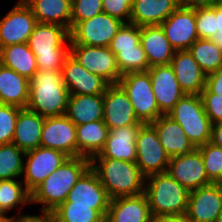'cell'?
Instances as JSON below:
<instances>
[{
  "instance_id": "9",
  "label": "cell",
  "mask_w": 222,
  "mask_h": 222,
  "mask_svg": "<svg viewBox=\"0 0 222 222\" xmlns=\"http://www.w3.org/2000/svg\"><path fill=\"white\" fill-rule=\"evenodd\" d=\"M135 144L137 153L135 163L145 177L167 171L170 157L150 123L140 127Z\"/></svg>"
},
{
  "instance_id": "51",
  "label": "cell",
  "mask_w": 222,
  "mask_h": 222,
  "mask_svg": "<svg viewBox=\"0 0 222 222\" xmlns=\"http://www.w3.org/2000/svg\"><path fill=\"white\" fill-rule=\"evenodd\" d=\"M0 222H13V216L8 217L7 214H0Z\"/></svg>"
},
{
  "instance_id": "35",
  "label": "cell",
  "mask_w": 222,
  "mask_h": 222,
  "mask_svg": "<svg viewBox=\"0 0 222 222\" xmlns=\"http://www.w3.org/2000/svg\"><path fill=\"white\" fill-rule=\"evenodd\" d=\"M24 186V187H23ZM31 203V193L23 181L16 179L0 180V213L7 214L20 205Z\"/></svg>"
},
{
  "instance_id": "11",
  "label": "cell",
  "mask_w": 222,
  "mask_h": 222,
  "mask_svg": "<svg viewBox=\"0 0 222 222\" xmlns=\"http://www.w3.org/2000/svg\"><path fill=\"white\" fill-rule=\"evenodd\" d=\"M70 53L89 72L101 77L109 85L117 84L122 77L116 55L108 47L70 44Z\"/></svg>"
},
{
  "instance_id": "36",
  "label": "cell",
  "mask_w": 222,
  "mask_h": 222,
  "mask_svg": "<svg viewBox=\"0 0 222 222\" xmlns=\"http://www.w3.org/2000/svg\"><path fill=\"white\" fill-rule=\"evenodd\" d=\"M25 153L13 143L0 145V180L17 179L23 175Z\"/></svg>"
},
{
  "instance_id": "5",
  "label": "cell",
  "mask_w": 222,
  "mask_h": 222,
  "mask_svg": "<svg viewBox=\"0 0 222 222\" xmlns=\"http://www.w3.org/2000/svg\"><path fill=\"white\" fill-rule=\"evenodd\" d=\"M144 194L152 216L186 214L190 192L167 171L146 177Z\"/></svg>"
},
{
  "instance_id": "26",
  "label": "cell",
  "mask_w": 222,
  "mask_h": 222,
  "mask_svg": "<svg viewBox=\"0 0 222 222\" xmlns=\"http://www.w3.org/2000/svg\"><path fill=\"white\" fill-rule=\"evenodd\" d=\"M140 42L149 67L170 64L175 50L160 25L141 26Z\"/></svg>"
},
{
  "instance_id": "7",
  "label": "cell",
  "mask_w": 222,
  "mask_h": 222,
  "mask_svg": "<svg viewBox=\"0 0 222 222\" xmlns=\"http://www.w3.org/2000/svg\"><path fill=\"white\" fill-rule=\"evenodd\" d=\"M108 48L116 55L117 66L122 75L148 71L150 68L140 42V27L135 24L124 23Z\"/></svg>"
},
{
  "instance_id": "47",
  "label": "cell",
  "mask_w": 222,
  "mask_h": 222,
  "mask_svg": "<svg viewBox=\"0 0 222 222\" xmlns=\"http://www.w3.org/2000/svg\"><path fill=\"white\" fill-rule=\"evenodd\" d=\"M211 143L222 148V121L212 124Z\"/></svg>"
},
{
  "instance_id": "50",
  "label": "cell",
  "mask_w": 222,
  "mask_h": 222,
  "mask_svg": "<svg viewBox=\"0 0 222 222\" xmlns=\"http://www.w3.org/2000/svg\"><path fill=\"white\" fill-rule=\"evenodd\" d=\"M210 39L222 51V34L216 32L215 35Z\"/></svg>"
},
{
  "instance_id": "16",
  "label": "cell",
  "mask_w": 222,
  "mask_h": 222,
  "mask_svg": "<svg viewBox=\"0 0 222 222\" xmlns=\"http://www.w3.org/2000/svg\"><path fill=\"white\" fill-rule=\"evenodd\" d=\"M167 173L189 192L211 183L198 148L189 154L170 157Z\"/></svg>"
},
{
  "instance_id": "19",
  "label": "cell",
  "mask_w": 222,
  "mask_h": 222,
  "mask_svg": "<svg viewBox=\"0 0 222 222\" xmlns=\"http://www.w3.org/2000/svg\"><path fill=\"white\" fill-rule=\"evenodd\" d=\"M61 75L70 95L104 94L109 85L101 77L86 70L71 53L64 61Z\"/></svg>"
},
{
  "instance_id": "22",
  "label": "cell",
  "mask_w": 222,
  "mask_h": 222,
  "mask_svg": "<svg viewBox=\"0 0 222 222\" xmlns=\"http://www.w3.org/2000/svg\"><path fill=\"white\" fill-rule=\"evenodd\" d=\"M141 126L131 125L110 130L103 149L92 158H112L136 162L135 143Z\"/></svg>"
},
{
  "instance_id": "33",
  "label": "cell",
  "mask_w": 222,
  "mask_h": 222,
  "mask_svg": "<svg viewBox=\"0 0 222 222\" xmlns=\"http://www.w3.org/2000/svg\"><path fill=\"white\" fill-rule=\"evenodd\" d=\"M0 63L30 80L38 71L36 56L27 43L0 48Z\"/></svg>"
},
{
  "instance_id": "3",
  "label": "cell",
  "mask_w": 222,
  "mask_h": 222,
  "mask_svg": "<svg viewBox=\"0 0 222 222\" xmlns=\"http://www.w3.org/2000/svg\"><path fill=\"white\" fill-rule=\"evenodd\" d=\"M69 96L61 70H38L29 80L26 108L44 118L65 115Z\"/></svg>"
},
{
  "instance_id": "15",
  "label": "cell",
  "mask_w": 222,
  "mask_h": 222,
  "mask_svg": "<svg viewBox=\"0 0 222 222\" xmlns=\"http://www.w3.org/2000/svg\"><path fill=\"white\" fill-rule=\"evenodd\" d=\"M42 147L77 157L76 125L66 116L46 117L42 125Z\"/></svg>"
},
{
  "instance_id": "31",
  "label": "cell",
  "mask_w": 222,
  "mask_h": 222,
  "mask_svg": "<svg viewBox=\"0 0 222 222\" xmlns=\"http://www.w3.org/2000/svg\"><path fill=\"white\" fill-rule=\"evenodd\" d=\"M65 115L75 125L103 120V94L70 95Z\"/></svg>"
},
{
  "instance_id": "18",
  "label": "cell",
  "mask_w": 222,
  "mask_h": 222,
  "mask_svg": "<svg viewBox=\"0 0 222 222\" xmlns=\"http://www.w3.org/2000/svg\"><path fill=\"white\" fill-rule=\"evenodd\" d=\"M160 26L175 51L188 50L199 39L195 9L178 7Z\"/></svg>"
},
{
  "instance_id": "37",
  "label": "cell",
  "mask_w": 222,
  "mask_h": 222,
  "mask_svg": "<svg viewBox=\"0 0 222 222\" xmlns=\"http://www.w3.org/2000/svg\"><path fill=\"white\" fill-rule=\"evenodd\" d=\"M54 222H105V218L92 206L73 205L65 201L52 211Z\"/></svg>"
},
{
  "instance_id": "29",
  "label": "cell",
  "mask_w": 222,
  "mask_h": 222,
  "mask_svg": "<svg viewBox=\"0 0 222 222\" xmlns=\"http://www.w3.org/2000/svg\"><path fill=\"white\" fill-rule=\"evenodd\" d=\"M29 101V80L0 63V104L26 108Z\"/></svg>"
},
{
  "instance_id": "38",
  "label": "cell",
  "mask_w": 222,
  "mask_h": 222,
  "mask_svg": "<svg viewBox=\"0 0 222 222\" xmlns=\"http://www.w3.org/2000/svg\"><path fill=\"white\" fill-rule=\"evenodd\" d=\"M198 149L204 161L208 180L215 183L222 176V148L209 141Z\"/></svg>"
},
{
  "instance_id": "45",
  "label": "cell",
  "mask_w": 222,
  "mask_h": 222,
  "mask_svg": "<svg viewBox=\"0 0 222 222\" xmlns=\"http://www.w3.org/2000/svg\"><path fill=\"white\" fill-rule=\"evenodd\" d=\"M40 215H23L21 210L18 212V215L13 216V222H54L53 213L50 211H41Z\"/></svg>"
},
{
  "instance_id": "40",
  "label": "cell",
  "mask_w": 222,
  "mask_h": 222,
  "mask_svg": "<svg viewBox=\"0 0 222 222\" xmlns=\"http://www.w3.org/2000/svg\"><path fill=\"white\" fill-rule=\"evenodd\" d=\"M20 109L17 106L0 104V145L12 143Z\"/></svg>"
},
{
  "instance_id": "43",
  "label": "cell",
  "mask_w": 222,
  "mask_h": 222,
  "mask_svg": "<svg viewBox=\"0 0 222 222\" xmlns=\"http://www.w3.org/2000/svg\"><path fill=\"white\" fill-rule=\"evenodd\" d=\"M205 113L211 123L222 121V96L211 93L206 87L201 92Z\"/></svg>"
},
{
  "instance_id": "34",
  "label": "cell",
  "mask_w": 222,
  "mask_h": 222,
  "mask_svg": "<svg viewBox=\"0 0 222 222\" xmlns=\"http://www.w3.org/2000/svg\"><path fill=\"white\" fill-rule=\"evenodd\" d=\"M188 50L206 76L222 66V51L211 39H197Z\"/></svg>"
},
{
  "instance_id": "6",
  "label": "cell",
  "mask_w": 222,
  "mask_h": 222,
  "mask_svg": "<svg viewBox=\"0 0 222 222\" xmlns=\"http://www.w3.org/2000/svg\"><path fill=\"white\" fill-rule=\"evenodd\" d=\"M167 115L182 127L196 148L211 140L212 123L205 113L201 95L184 94Z\"/></svg>"
},
{
  "instance_id": "21",
  "label": "cell",
  "mask_w": 222,
  "mask_h": 222,
  "mask_svg": "<svg viewBox=\"0 0 222 222\" xmlns=\"http://www.w3.org/2000/svg\"><path fill=\"white\" fill-rule=\"evenodd\" d=\"M148 72L160 113L167 115L185 93L181 90L170 64L150 67Z\"/></svg>"
},
{
  "instance_id": "14",
  "label": "cell",
  "mask_w": 222,
  "mask_h": 222,
  "mask_svg": "<svg viewBox=\"0 0 222 222\" xmlns=\"http://www.w3.org/2000/svg\"><path fill=\"white\" fill-rule=\"evenodd\" d=\"M31 9L23 0L0 19V48L3 46L27 43L37 24Z\"/></svg>"
},
{
  "instance_id": "32",
  "label": "cell",
  "mask_w": 222,
  "mask_h": 222,
  "mask_svg": "<svg viewBox=\"0 0 222 222\" xmlns=\"http://www.w3.org/2000/svg\"><path fill=\"white\" fill-rule=\"evenodd\" d=\"M109 131L103 120L76 125L77 157L91 159L99 154L105 145Z\"/></svg>"
},
{
  "instance_id": "44",
  "label": "cell",
  "mask_w": 222,
  "mask_h": 222,
  "mask_svg": "<svg viewBox=\"0 0 222 222\" xmlns=\"http://www.w3.org/2000/svg\"><path fill=\"white\" fill-rule=\"evenodd\" d=\"M205 87L213 94L222 96V66L206 76Z\"/></svg>"
},
{
  "instance_id": "24",
  "label": "cell",
  "mask_w": 222,
  "mask_h": 222,
  "mask_svg": "<svg viewBox=\"0 0 222 222\" xmlns=\"http://www.w3.org/2000/svg\"><path fill=\"white\" fill-rule=\"evenodd\" d=\"M146 195L110 199L105 222H151Z\"/></svg>"
},
{
  "instance_id": "53",
  "label": "cell",
  "mask_w": 222,
  "mask_h": 222,
  "mask_svg": "<svg viewBox=\"0 0 222 222\" xmlns=\"http://www.w3.org/2000/svg\"><path fill=\"white\" fill-rule=\"evenodd\" d=\"M215 222H222V212L221 214L217 217Z\"/></svg>"
},
{
  "instance_id": "8",
  "label": "cell",
  "mask_w": 222,
  "mask_h": 222,
  "mask_svg": "<svg viewBox=\"0 0 222 222\" xmlns=\"http://www.w3.org/2000/svg\"><path fill=\"white\" fill-rule=\"evenodd\" d=\"M119 84L128 94L135 114L142 123H151L162 116L148 71L128 72L122 75Z\"/></svg>"
},
{
  "instance_id": "10",
  "label": "cell",
  "mask_w": 222,
  "mask_h": 222,
  "mask_svg": "<svg viewBox=\"0 0 222 222\" xmlns=\"http://www.w3.org/2000/svg\"><path fill=\"white\" fill-rule=\"evenodd\" d=\"M123 24L121 20L102 12L91 19L78 22L69 31L70 44L108 47Z\"/></svg>"
},
{
  "instance_id": "17",
  "label": "cell",
  "mask_w": 222,
  "mask_h": 222,
  "mask_svg": "<svg viewBox=\"0 0 222 222\" xmlns=\"http://www.w3.org/2000/svg\"><path fill=\"white\" fill-rule=\"evenodd\" d=\"M66 201L73 205L92 206L106 219L110 197L97 174L89 168L72 187Z\"/></svg>"
},
{
  "instance_id": "48",
  "label": "cell",
  "mask_w": 222,
  "mask_h": 222,
  "mask_svg": "<svg viewBox=\"0 0 222 222\" xmlns=\"http://www.w3.org/2000/svg\"><path fill=\"white\" fill-rule=\"evenodd\" d=\"M151 222H189L185 215L183 216H152Z\"/></svg>"
},
{
  "instance_id": "30",
  "label": "cell",
  "mask_w": 222,
  "mask_h": 222,
  "mask_svg": "<svg viewBox=\"0 0 222 222\" xmlns=\"http://www.w3.org/2000/svg\"><path fill=\"white\" fill-rule=\"evenodd\" d=\"M37 22L56 24L71 30L72 0H23Z\"/></svg>"
},
{
  "instance_id": "20",
  "label": "cell",
  "mask_w": 222,
  "mask_h": 222,
  "mask_svg": "<svg viewBox=\"0 0 222 222\" xmlns=\"http://www.w3.org/2000/svg\"><path fill=\"white\" fill-rule=\"evenodd\" d=\"M222 212V192L215 183L189 194L186 218L189 222H215Z\"/></svg>"
},
{
  "instance_id": "49",
  "label": "cell",
  "mask_w": 222,
  "mask_h": 222,
  "mask_svg": "<svg viewBox=\"0 0 222 222\" xmlns=\"http://www.w3.org/2000/svg\"><path fill=\"white\" fill-rule=\"evenodd\" d=\"M216 24H217V32L222 34V6L216 3Z\"/></svg>"
},
{
  "instance_id": "23",
  "label": "cell",
  "mask_w": 222,
  "mask_h": 222,
  "mask_svg": "<svg viewBox=\"0 0 222 222\" xmlns=\"http://www.w3.org/2000/svg\"><path fill=\"white\" fill-rule=\"evenodd\" d=\"M170 65L185 94L201 95L205 88L206 75L189 50L175 51Z\"/></svg>"
},
{
  "instance_id": "28",
  "label": "cell",
  "mask_w": 222,
  "mask_h": 222,
  "mask_svg": "<svg viewBox=\"0 0 222 222\" xmlns=\"http://www.w3.org/2000/svg\"><path fill=\"white\" fill-rule=\"evenodd\" d=\"M44 119L36 112L21 108L16 119L12 143L25 152L38 148L41 145Z\"/></svg>"
},
{
  "instance_id": "41",
  "label": "cell",
  "mask_w": 222,
  "mask_h": 222,
  "mask_svg": "<svg viewBox=\"0 0 222 222\" xmlns=\"http://www.w3.org/2000/svg\"><path fill=\"white\" fill-rule=\"evenodd\" d=\"M102 0H72L71 29L81 21L91 19L103 12Z\"/></svg>"
},
{
  "instance_id": "46",
  "label": "cell",
  "mask_w": 222,
  "mask_h": 222,
  "mask_svg": "<svg viewBox=\"0 0 222 222\" xmlns=\"http://www.w3.org/2000/svg\"><path fill=\"white\" fill-rule=\"evenodd\" d=\"M218 0H177L179 7L185 8H204L211 7L213 4L217 3Z\"/></svg>"
},
{
  "instance_id": "13",
  "label": "cell",
  "mask_w": 222,
  "mask_h": 222,
  "mask_svg": "<svg viewBox=\"0 0 222 222\" xmlns=\"http://www.w3.org/2000/svg\"><path fill=\"white\" fill-rule=\"evenodd\" d=\"M103 121L109 130L144 124L137 118L128 94L119 83L108 85L103 94Z\"/></svg>"
},
{
  "instance_id": "39",
  "label": "cell",
  "mask_w": 222,
  "mask_h": 222,
  "mask_svg": "<svg viewBox=\"0 0 222 222\" xmlns=\"http://www.w3.org/2000/svg\"><path fill=\"white\" fill-rule=\"evenodd\" d=\"M196 31L199 39H210L217 32L216 3L195 9Z\"/></svg>"
},
{
  "instance_id": "52",
  "label": "cell",
  "mask_w": 222,
  "mask_h": 222,
  "mask_svg": "<svg viewBox=\"0 0 222 222\" xmlns=\"http://www.w3.org/2000/svg\"><path fill=\"white\" fill-rule=\"evenodd\" d=\"M215 184L222 192V176L215 182Z\"/></svg>"
},
{
  "instance_id": "2",
  "label": "cell",
  "mask_w": 222,
  "mask_h": 222,
  "mask_svg": "<svg viewBox=\"0 0 222 222\" xmlns=\"http://www.w3.org/2000/svg\"><path fill=\"white\" fill-rule=\"evenodd\" d=\"M90 168L97 174L110 199L144 193L146 177L135 162L91 158Z\"/></svg>"
},
{
  "instance_id": "27",
  "label": "cell",
  "mask_w": 222,
  "mask_h": 222,
  "mask_svg": "<svg viewBox=\"0 0 222 222\" xmlns=\"http://www.w3.org/2000/svg\"><path fill=\"white\" fill-rule=\"evenodd\" d=\"M178 7L177 0H133L130 23L139 27L160 25Z\"/></svg>"
},
{
  "instance_id": "54",
  "label": "cell",
  "mask_w": 222,
  "mask_h": 222,
  "mask_svg": "<svg viewBox=\"0 0 222 222\" xmlns=\"http://www.w3.org/2000/svg\"><path fill=\"white\" fill-rule=\"evenodd\" d=\"M217 3L222 6V0H218Z\"/></svg>"
},
{
  "instance_id": "1",
  "label": "cell",
  "mask_w": 222,
  "mask_h": 222,
  "mask_svg": "<svg viewBox=\"0 0 222 222\" xmlns=\"http://www.w3.org/2000/svg\"><path fill=\"white\" fill-rule=\"evenodd\" d=\"M89 168V158L69 157L31 192V204H43L41 211L52 212L66 201L72 187Z\"/></svg>"
},
{
  "instance_id": "4",
  "label": "cell",
  "mask_w": 222,
  "mask_h": 222,
  "mask_svg": "<svg viewBox=\"0 0 222 222\" xmlns=\"http://www.w3.org/2000/svg\"><path fill=\"white\" fill-rule=\"evenodd\" d=\"M27 45L36 56L38 70H61L70 54L69 30L60 25L38 22Z\"/></svg>"
},
{
  "instance_id": "42",
  "label": "cell",
  "mask_w": 222,
  "mask_h": 222,
  "mask_svg": "<svg viewBox=\"0 0 222 222\" xmlns=\"http://www.w3.org/2000/svg\"><path fill=\"white\" fill-rule=\"evenodd\" d=\"M103 12L124 23H130L133 0H102Z\"/></svg>"
},
{
  "instance_id": "25",
  "label": "cell",
  "mask_w": 222,
  "mask_h": 222,
  "mask_svg": "<svg viewBox=\"0 0 222 222\" xmlns=\"http://www.w3.org/2000/svg\"><path fill=\"white\" fill-rule=\"evenodd\" d=\"M150 124L155 128L169 157L189 154L196 149L182 127L168 115H162Z\"/></svg>"
},
{
  "instance_id": "12",
  "label": "cell",
  "mask_w": 222,
  "mask_h": 222,
  "mask_svg": "<svg viewBox=\"0 0 222 222\" xmlns=\"http://www.w3.org/2000/svg\"><path fill=\"white\" fill-rule=\"evenodd\" d=\"M23 177L25 188L31 193L47 176L57 170L68 158L56 149L39 146L25 153Z\"/></svg>"
}]
</instances>
